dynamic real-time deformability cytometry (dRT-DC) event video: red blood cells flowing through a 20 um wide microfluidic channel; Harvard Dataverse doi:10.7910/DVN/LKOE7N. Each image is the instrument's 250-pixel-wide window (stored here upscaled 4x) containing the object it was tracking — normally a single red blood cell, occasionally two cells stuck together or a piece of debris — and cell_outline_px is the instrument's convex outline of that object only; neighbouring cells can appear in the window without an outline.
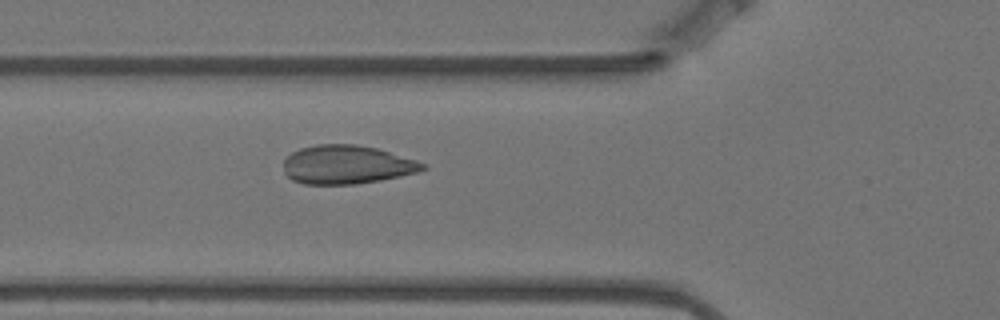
{"species": "Egyptian fruit bat (a non-hibernating species)", "species_latin": "Rousettus aegyptiacus", "temperature_condition": "warm", "stored_images_in_passage": 5, "camera_frame_rate_fps": 3000, "um_per_image_px": 0.085, "animal": {"sex": "female"}, "frame": {"image": 1, "passage_image": 5, "time_ms": 1.333, "image_size_px": [1000, 320], "cell_outline_px": [[428, 168], [416, 172], [400, 176], [380, 180], [356, 184], [304, 184], [292, 180], [284, 172], [284, 160], [292, 152], [300, 148], [316, 144], [356, 144], [376, 148], [416, 160], [424, 164]], "centroid_in_image_um": [29.45, 13.99], "position_along_channel_um": 96.3, "area_um2": 31.27}}